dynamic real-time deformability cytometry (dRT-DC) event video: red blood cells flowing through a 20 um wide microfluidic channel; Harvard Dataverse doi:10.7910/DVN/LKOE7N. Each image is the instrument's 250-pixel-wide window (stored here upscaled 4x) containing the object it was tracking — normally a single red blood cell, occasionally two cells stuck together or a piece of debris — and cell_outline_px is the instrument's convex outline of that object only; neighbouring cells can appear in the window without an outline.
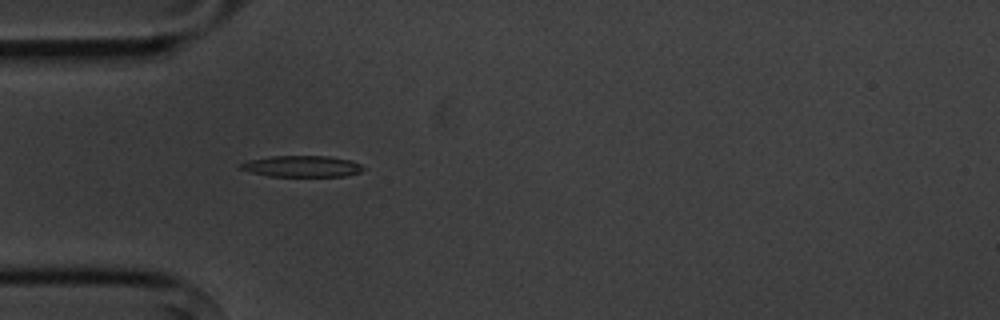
{"species": "common noctule bat (a hibernating species)", "species_latin": "Nyctalus noctula", "temperature_condition": "cold", "stored_images_in_passage": 3, "camera_frame_rate_fps": 3000, "um_per_image_px": 0.085, "animal": {"sex": "male", "body_mass_g": 20.1, "forearm_length_mm": 53.5}, "frame": {"image": 1, "passage_image": 3, "time_ms": 3.333, "image_size_px": [1000, 320], "cell_outline_px": [[364, 168], [360, 172], [344, 176], [268, 176], [236, 168], [236, 164], [248, 160], [272, 156], [328, 156], [352, 160], [360, 164]], "centroid_in_image_um": [25.6, 14.13], "position_along_channel_um": 59.4, "area_um2": 15.32}}